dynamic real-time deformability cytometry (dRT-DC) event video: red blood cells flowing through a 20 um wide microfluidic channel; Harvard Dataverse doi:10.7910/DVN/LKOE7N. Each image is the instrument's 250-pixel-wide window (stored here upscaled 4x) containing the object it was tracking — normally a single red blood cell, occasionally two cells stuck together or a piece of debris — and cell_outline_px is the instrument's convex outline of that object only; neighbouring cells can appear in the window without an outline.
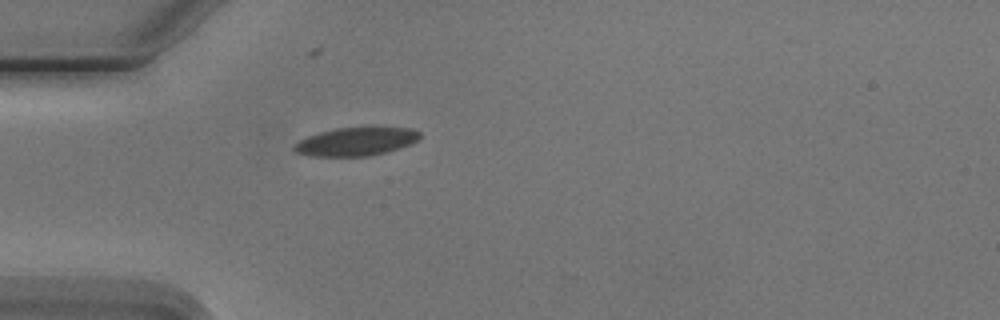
{"species": "Egyptian fruit bat (a non-hibernating species)", "species_latin": "Rousettus aegyptiacus", "temperature_condition": "cold", "stored_images_in_passage": 1, "camera_frame_rate_fps": 3000, "um_per_image_px": 0.085, "animal": {"sex": "male"}, "frame": {"image": 1, "passage_image": 1, "time_ms": 0.0, "image_size_px": [1000, 320], "cell_outline_px": [[420, 136], [416, 140], [400, 148], [368, 156], [308, 156], [296, 152], [292, 148], [292, 144], [308, 136], [320, 132], [336, 128], [372, 124], [412, 128], [420, 132]], "centroid_in_image_um": [30.28, 11.98], "position_along_channel_um": 54.7, "area_um2": 21.56}}